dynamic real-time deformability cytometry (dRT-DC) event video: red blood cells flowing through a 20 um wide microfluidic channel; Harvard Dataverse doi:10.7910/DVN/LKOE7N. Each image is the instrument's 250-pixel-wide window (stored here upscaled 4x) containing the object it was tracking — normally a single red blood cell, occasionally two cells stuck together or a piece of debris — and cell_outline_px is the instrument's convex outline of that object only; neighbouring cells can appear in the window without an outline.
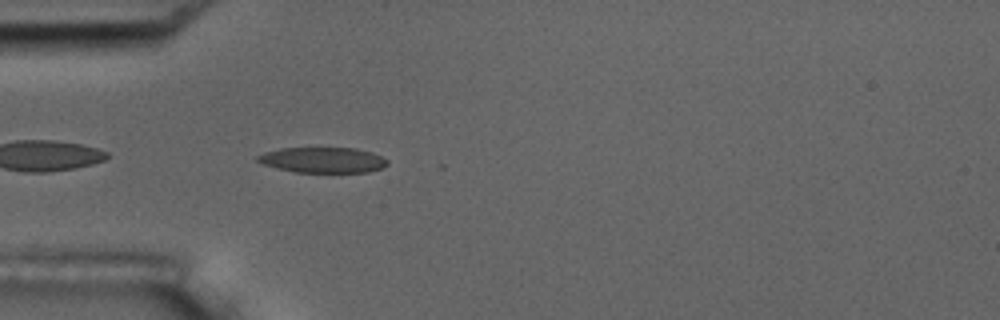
{"species": "common noctule bat (a hibernating species)", "species_latin": "Nyctalus noctula", "temperature_condition": "room temperature", "stored_images_in_passage": 4, "camera_frame_rate_fps": 3000, "um_per_image_px": 0.085, "animal": {"sex": "male", "body_mass_g": 17.5, "forearm_length_mm": 52.3}, "frame": {"image": 1, "passage_image": 4, "time_ms": 3.667, "image_size_px": [1000, 320], "cell_outline_px": [[388, 164], [380, 168], [368, 172], [296, 172], [264, 164], [256, 160], [256, 156], [264, 152], [280, 148], [356, 148], [372, 152], [388, 160]], "centroid_in_image_um": [27.45, 13.59], "position_along_channel_um": 57.6, "area_um2": 19.13}}